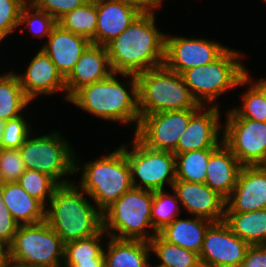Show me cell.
<instances>
[{
	"label": "cell",
	"instance_id": "cell-31",
	"mask_svg": "<svg viewBox=\"0 0 266 267\" xmlns=\"http://www.w3.org/2000/svg\"><path fill=\"white\" fill-rule=\"evenodd\" d=\"M215 149L194 150L175 155L176 180L205 183L207 164Z\"/></svg>",
	"mask_w": 266,
	"mask_h": 267
},
{
	"label": "cell",
	"instance_id": "cell-45",
	"mask_svg": "<svg viewBox=\"0 0 266 267\" xmlns=\"http://www.w3.org/2000/svg\"><path fill=\"white\" fill-rule=\"evenodd\" d=\"M4 267H35V266L23 264L10 259L9 262Z\"/></svg>",
	"mask_w": 266,
	"mask_h": 267
},
{
	"label": "cell",
	"instance_id": "cell-23",
	"mask_svg": "<svg viewBox=\"0 0 266 267\" xmlns=\"http://www.w3.org/2000/svg\"><path fill=\"white\" fill-rule=\"evenodd\" d=\"M1 190L4 204L19 225L45 220L46 206L31 197L17 182L1 184Z\"/></svg>",
	"mask_w": 266,
	"mask_h": 267
},
{
	"label": "cell",
	"instance_id": "cell-47",
	"mask_svg": "<svg viewBox=\"0 0 266 267\" xmlns=\"http://www.w3.org/2000/svg\"><path fill=\"white\" fill-rule=\"evenodd\" d=\"M147 267H152V266L150 265V263H148ZM154 267H161V266L157 265V266H154Z\"/></svg>",
	"mask_w": 266,
	"mask_h": 267
},
{
	"label": "cell",
	"instance_id": "cell-43",
	"mask_svg": "<svg viewBox=\"0 0 266 267\" xmlns=\"http://www.w3.org/2000/svg\"><path fill=\"white\" fill-rule=\"evenodd\" d=\"M10 259L9 245L0 240V267H4Z\"/></svg>",
	"mask_w": 266,
	"mask_h": 267
},
{
	"label": "cell",
	"instance_id": "cell-16",
	"mask_svg": "<svg viewBox=\"0 0 266 267\" xmlns=\"http://www.w3.org/2000/svg\"><path fill=\"white\" fill-rule=\"evenodd\" d=\"M172 189L183 207L194 216L212 222L224 220L226 199L207 184L175 180Z\"/></svg>",
	"mask_w": 266,
	"mask_h": 267
},
{
	"label": "cell",
	"instance_id": "cell-6",
	"mask_svg": "<svg viewBox=\"0 0 266 267\" xmlns=\"http://www.w3.org/2000/svg\"><path fill=\"white\" fill-rule=\"evenodd\" d=\"M241 56L240 52L227 48L213 62L187 69L181 74L198 104L203 106L205 102L210 105L225 91L250 83L245 76L246 68L239 60Z\"/></svg>",
	"mask_w": 266,
	"mask_h": 267
},
{
	"label": "cell",
	"instance_id": "cell-8",
	"mask_svg": "<svg viewBox=\"0 0 266 267\" xmlns=\"http://www.w3.org/2000/svg\"><path fill=\"white\" fill-rule=\"evenodd\" d=\"M9 248L10 258L23 264L35 267H62L63 264L65 243L45 220L19 225Z\"/></svg>",
	"mask_w": 266,
	"mask_h": 267
},
{
	"label": "cell",
	"instance_id": "cell-30",
	"mask_svg": "<svg viewBox=\"0 0 266 267\" xmlns=\"http://www.w3.org/2000/svg\"><path fill=\"white\" fill-rule=\"evenodd\" d=\"M64 29L83 36L95 44L97 26L96 0H89L79 8L65 14L59 21Z\"/></svg>",
	"mask_w": 266,
	"mask_h": 267
},
{
	"label": "cell",
	"instance_id": "cell-5",
	"mask_svg": "<svg viewBox=\"0 0 266 267\" xmlns=\"http://www.w3.org/2000/svg\"><path fill=\"white\" fill-rule=\"evenodd\" d=\"M83 166L80 189L92 198L101 212L133 187L125 145Z\"/></svg>",
	"mask_w": 266,
	"mask_h": 267
},
{
	"label": "cell",
	"instance_id": "cell-26",
	"mask_svg": "<svg viewBox=\"0 0 266 267\" xmlns=\"http://www.w3.org/2000/svg\"><path fill=\"white\" fill-rule=\"evenodd\" d=\"M106 232L65 243L64 267H105L104 249L99 243Z\"/></svg>",
	"mask_w": 266,
	"mask_h": 267
},
{
	"label": "cell",
	"instance_id": "cell-32",
	"mask_svg": "<svg viewBox=\"0 0 266 267\" xmlns=\"http://www.w3.org/2000/svg\"><path fill=\"white\" fill-rule=\"evenodd\" d=\"M164 191V189L154 191L151 209V223L154 234H158L174 219L178 218L176 215L180 212L179 200L176 192L174 191V195H170Z\"/></svg>",
	"mask_w": 266,
	"mask_h": 267
},
{
	"label": "cell",
	"instance_id": "cell-18",
	"mask_svg": "<svg viewBox=\"0 0 266 267\" xmlns=\"http://www.w3.org/2000/svg\"><path fill=\"white\" fill-rule=\"evenodd\" d=\"M95 45L106 46L118 37L143 10L127 0H96Z\"/></svg>",
	"mask_w": 266,
	"mask_h": 267
},
{
	"label": "cell",
	"instance_id": "cell-11",
	"mask_svg": "<svg viewBox=\"0 0 266 267\" xmlns=\"http://www.w3.org/2000/svg\"><path fill=\"white\" fill-rule=\"evenodd\" d=\"M223 143L242 166L266 165V122L227 118Z\"/></svg>",
	"mask_w": 266,
	"mask_h": 267
},
{
	"label": "cell",
	"instance_id": "cell-33",
	"mask_svg": "<svg viewBox=\"0 0 266 267\" xmlns=\"http://www.w3.org/2000/svg\"><path fill=\"white\" fill-rule=\"evenodd\" d=\"M245 76L250 80V88L242 95L243 106L227 111V118H244L258 122H266V101L262 92L253 84L245 71Z\"/></svg>",
	"mask_w": 266,
	"mask_h": 267
},
{
	"label": "cell",
	"instance_id": "cell-40",
	"mask_svg": "<svg viewBox=\"0 0 266 267\" xmlns=\"http://www.w3.org/2000/svg\"><path fill=\"white\" fill-rule=\"evenodd\" d=\"M18 227L19 224L12 218L9 209L3 202L0 184V240L10 245Z\"/></svg>",
	"mask_w": 266,
	"mask_h": 267
},
{
	"label": "cell",
	"instance_id": "cell-29",
	"mask_svg": "<svg viewBox=\"0 0 266 267\" xmlns=\"http://www.w3.org/2000/svg\"><path fill=\"white\" fill-rule=\"evenodd\" d=\"M148 243L161 267H202L197 253L167 242L159 233Z\"/></svg>",
	"mask_w": 266,
	"mask_h": 267
},
{
	"label": "cell",
	"instance_id": "cell-41",
	"mask_svg": "<svg viewBox=\"0 0 266 267\" xmlns=\"http://www.w3.org/2000/svg\"><path fill=\"white\" fill-rule=\"evenodd\" d=\"M240 267H266V245H251Z\"/></svg>",
	"mask_w": 266,
	"mask_h": 267
},
{
	"label": "cell",
	"instance_id": "cell-17",
	"mask_svg": "<svg viewBox=\"0 0 266 267\" xmlns=\"http://www.w3.org/2000/svg\"><path fill=\"white\" fill-rule=\"evenodd\" d=\"M201 106L190 118L185 132L179 138L176 154L194 150L216 149L221 142L219 140L220 113L215 104L211 108L204 110ZM203 111V112H202Z\"/></svg>",
	"mask_w": 266,
	"mask_h": 267
},
{
	"label": "cell",
	"instance_id": "cell-9",
	"mask_svg": "<svg viewBox=\"0 0 266 267\" xmlns=\"http://www.w3.org/2000/svg\"><path fill=\"white\" fill-rule=\"evenodd\" d=\"M30 136L19 148L26 168L47 174L59 185L70 184L69 180H60L61 177L76 173L80 168L69 143L58 132L35 138Z\"/></svg>",
	"mask_w": 266,
	"mask_h": 267
},
{
	"label": "cell",
	"instance_id": "cell-34",
	"mask_svg": "<svg viewBox=\"0 0 266 267\" xmlns=\"http://www.w3.org/2000/svg\"><path fill=\"white\" fill-rule=\"evenodd\" d=\"M17 183L33 198L44 206L53 197L54 191L60 186L52 177L39 171L27 169ZM47 198L49 200H47ZM47 201H46V200Z\"/></svg>",
	"mask_w": 266,
	"mask_h": 267
},
{
	"label": "cell",
	"instance_id": "cell-38",
	"mask_svg": "<svg viewBox=\"0 0 266 267\" xmlns=\"http://www.w3.org/2000/svg\"><path fill=\"white\" fill-rule=\"evenodd\" d=\"M27 0H0V41L19 26L22 7Z\"/></svg>",
	"mask_w": 266,
	"mask_h": 267
},
{
	"label": "cell",
	"instance_id": "cell-27",
	"mask_svg": "<svg viewBox=\"0 0 266 267\" xmlns=\"http://www.w3.org/2000/svg\"><path fill=\"white\" fill-rule=\"evenodd\" d=\"M223 221L234 234L250 245H266V209L225 212Z\"/></svg>",
	"mask_w": 266,
	"mask_h": 267
},
{
	"label": "cell",
	"instance_id": "cell-1",
	"mask_svg": "<svg viewBox=\"0 0 266 267\" xmlns=\"http://www.w3.org/2000/svg\"><path fill=\"white\" fill-rule=\"evenodd\" d=\"M155 25L154 10L143 11L106 45L113 73L137 75L164 65L165 34Z\"/></svg>",
	"mask_w": 266,
	"mask_h": 267
},
{
	"label": "cell",
	"instance_id": "cell-3",
	"mask_svg": "<svg viewBox=\"0 0 266 267\" xmlns=\"http://www.w3.org/2000/svg\"><path fill=\"white\" fill-rule=\"evenodd\" d=\"M75 182L60 185L45 209V221L64 243L86 239L103 229L102 212L86 200Z\"/></svg>",
	"mask_w": 266,
	"mask_h": 267
},
{
	"label": "cell",
	"instance_id": "cell-21",
	"mask_svg": "<svg viewBox=\"0 0 266 267\" xmlns=\"http://www.w3.org/2000/svg\"><path fill=\"white\" fill-rule=\"evenodd\" d=\"M91 44L87 38L64 29L57 24L41 48L65 79L85 49Z\"/></svg>",
	"mask_w": 266,
	"mask_h": 267
},
{
	"label": "cell",
	"instance_id": "cell-25",
	"mask_svg": "<svg viewBox=\"0 0 266 267\" xmlns=\"http://www.w3.org/2000/svg\"><path fill=\"white\" fill-rule=\"evenodd\" d=\"M149 251L147 241L110 237L104 249L105 267H147Z\"/></svg>",
	"mask_w": 266,
	"mask_h": 267
},
{
	"label": "cell",
	"instance_id": "cell-37",
	"mask_svg": "<svg viewBox=\"0 0 266 267\" xmlns=\"http://www.w3.org/2000/svg\"><path fill=\"white\" fill-rule=\"evenodd\" d=\"M29 128L31 129L22 115L6 121L0 149H19L30 135Z\"/></svg>",
	"mask_w": 266,
	"mask_h": 267
},
{
	"label": "cell",
	"instance_id": "cell-39",
	"mask_svg": "<svg viewBox=\"0 0 266 267\" xmlns=\"http://www.w3.org/2000/svg\"><path fill=\"white\" fill-rule=\"evenodd\" d=\"M89 0H28L35 8L46 11L59 21L65 14L81 7Z\"/></svg>",
	"mask_w": 266,
	"mask_h": 267
},
{
	"label": "cell",
	"instance_id": "cell-20",
	"mask_svg": "<svg viewBox=\"0 0 266 267\" xmlns=\"http://www.w3.org/2000/svg\"><path fill=\"white\" fill-rule=\"evenodd\" d=\"M26 97L32 101L39 94H54L62 90L66 93L65 79L54 63L41 49L33 57L24 75L17 74Z\"/></svg>",
	"mask_w": 266,
	"mask_h": 267
},
{
	"label": "cell",
	"instance_id": "cell-10",
	"mask_svg": "<svg viewBox=\"0 0 266 267\" xmlns=\"http://www.w3.org/2000/svg\"><path fill=\"white\" fill-rule=\"evenodd\" d=\"M125 154L131 170L133 187L152 191L163 190L166 183L173 187L176 180V165L172 152L149 148L134 135L132 150L125 146ZM136 176L142 183L136 182Z\"/></svg>",
	"mask_w": 266,
	"mask_h": 267
},
{
	"label": "cell",
	"instance_id": "cell-13",
	"mask_svg": "<svg viewBox=\"0 0 266 267\" xmlns=\"http://www.w3.org/2000/svg\"><path fill=\"white\" fill-rule=\"evenodd\" d=\"M251 245L234 234L224 221L213 222L205 232L199 254L202 267H240Z\"/></svg>",
	"mask_w": 266,
	"mask_h": 267
},
{
	"label": "cell",
	"instance_id": "cell-12",
	"mask_svg": "<svg viewBox=\"0 0 266 267\" xmlns=\"http://www.w3.org/2000/svg\"><path fill=\"white\" fill-rule=\"evenodd\" d=\"M197 110L163 111L144 115L134 135L149 148L176 154L179 138Z\"/></svg>",
	"mask_w": 266,
	"mask_h": 267
},
{
	"label": "cell",
	"instance_id": "cell-4",
	"mask_svg": "<svg viewBox=\"0 0 266 267\" xmlns=\"http://www.w3.org/2000/svg\"><path fill=\"white\" fill-rule=\"evenodd\" d=\"M140 117L163 111L199 109L181 74L165 65L136 75Z\"/></svg>",
	"mask_w": 266,
	"mask_h": 267
},
{
	"label": "cell",
	"instance_id": "cell-14",
	"mask_svg": "<svg viewBox=\"0 0 266 267\" xmlns=\"http://www.w3.org/2000/svg\"><path fill=\"white\" fill-rule=\"evenodd\" d=\"M227 47L205 39L165 35L164 65L179 74L216 60Z\"/></svg>",
	"mask_w": 266,
	"mask_h": 267
},
{
	"label": "cell",
	"instance_id": "cell-36",
	"mask_svg": "<svg viewBox=\"0 0 266 267\" xmlns=\"http://www.w3.org/2000/svg\"><path fill=\"white\" fill-rule=\"evenodd\" d=\"M26 170L19 149H0V184L16 183Z\"/></svg>",
	"mask_w": 266,
	"mask_h": 267
},
{
	"label": "cell",
	"instance_id": "cell-7",
	"mask_svg": "<svg viewBox=\"0 0 266 267\" xmlns=\"http://www.w3.org/2000/svg\"><path fill=\"white\" fill-rule=\"evenodd\" d=\"M153 197L152 190L132 187L102 212L104 231L109 237L117 239L149 242L155 236V234L148 235L146 231L148 227L153 230L151 223ZM113 230L117 233H112Z\"/></svg>",
	"mask_w": 266,
	"mask_h": 267
},
{
	"label": "cell",
	"instance_id": "cell-15",
	"mask_svg": "<svg viewBox=\"0 0 266 267\" xmlns=\"http://www.w3.org/2000/svg\"><path fill=\"white\" fill-rule=\"evenodd\" d=\"M266 209V165L242 166L225 212Z\"/></svg>",
	"mask_w": 266,
	"mask_h": 267
},
{
	"label": "cell",
	"instance_id": "cell-2",
	"mask_svg": "<svg viewBox=\"0 0 266 267\" xmlns=\"http://www.w3.org/2000/svg\"><path fill=\"white\" fill-rule=\"evenodd\" d=\"M117 73L108 78L85 85L78 89L68 100L89 113L109 121L120 123H136L135 131L140 123L138 109V80L137 76L129 73H120L124 77H131V82L121 84ZM129 83V84H128ZM131 87L130 94L127 86Z\"/></svg>",
	"mask_w": 266,
	"mask_h": 267
},
{
	"label": "cell",
	"instance_id": "cell-24",
	"mask_svg": "<svg viewBox=\"0 0 266 267\" xmlns=\"http://www.w3.org/2000/svg\"><path fill=\"white\" fill-rule=\"evenodd\" d=\"M212 223L208 219L196 216H194V219L176 218L161 230L159 234L167 242L199 255L203 246L205 232Z\"/></svg>",
	"mask_w": 266,
	"mask_h": 267
},
{
	"label": "cell",
	"instance_id": "cell-42",
	"mask_svg": "<svg viewBox=\"0 0 266 267\" xmlns=\"http://www.w3.org/2000/svg\"><path fill=\"white\" fill-rule=\"evenodd\" d=\"M139 6L143 11H153L160 7L163 0H127Z\"/></svg>",
	"mask_w": 266,
	"mask_h": 267
},
{
	"label": "cell",
	"instance_id": "cell-35",
	"mask_svg": "<svg viewBox=\"0 0 266 267\" xmlns=\"http://www.w3.org/2000/svg\"><path fill=\"white\" fill-rule=\"evenodd\" d=\"M25 23L34 36L40 38L47 36L48 38L58 21L46 11L37 9L27 2L20 13L19 27Z\"/></svg>",
	"mask_w": 266,
	"mask_h": 267
},
{
	"label": "cell",
	"instance_id": "cell-44",
	"mask_svg": "<svg viewBox=\"0 0 266 267\" xmlns=\"http://www.w3.org/2000/svg\"><path fill=\"white\" fill-rule=\"evenodd\" d=\"M261 92L266 101V79H261L253 83Z\"/></svg>",
	"mask_w": 266,
	"mask_h": 267
},
{
	"label": "cell",
	"instance_id": "cell-46",
	"mask_svg": "<svg viewBox=\"0 0 266 267\" xmlns=\"http://www.w3.org/2000/svg\"><path fill=\"white\" fill-rule=\"evenodd\" d=\"M6 121L0 119V143L3 137V131H4V124Z\"/></svg>",
	"mask_w": 266,
	"mask_h": 267
},
{
	"label": "cell",
	"instance_id": "cell-22",
	"mask_svg": "<svg viewBox=\"0 0 266 267\" xmlns=\"http://www.w3.org/2000/svg\"><path fill=\"white\" fill-rule=\"evenodd\" d=\"M242 165L222 142L211 154L205 184L227 199L235 188Z\"/></svg>",
	"mask_w": 266,
	"mask_h": 267
},
{
	"label": "cell",
	"instance_id": "cell-28",
	"mask_svg": "<svg viewBox=\"0 0 266 267\" xmlns=\"http://www.w3.org/2000/svg\"><path fill=\"white\" fill-rule=\"evenodd\" d=\"M31 101L26 97L17 74L0 75V119L8 121L19 117Z\"/></svg>",
	"mask_w": 266,
	"mask_h": 267
},
{
	"label": "cell",
	"instance_id": "cell-19",
	"mask_svg": "<svg viewBox=\"0 0 266 267\" xmlns=\"http://www.w3.org/2000/svg\"><path fill=\"white\" fill-rule=\"evenodd\" d=\"M112 73L106 46L90 44L65 78L66 100L81 87L104 80Z\"/></svg>",
	"mask_w": 266,
	"mask_h": 267
}]
</instances>
